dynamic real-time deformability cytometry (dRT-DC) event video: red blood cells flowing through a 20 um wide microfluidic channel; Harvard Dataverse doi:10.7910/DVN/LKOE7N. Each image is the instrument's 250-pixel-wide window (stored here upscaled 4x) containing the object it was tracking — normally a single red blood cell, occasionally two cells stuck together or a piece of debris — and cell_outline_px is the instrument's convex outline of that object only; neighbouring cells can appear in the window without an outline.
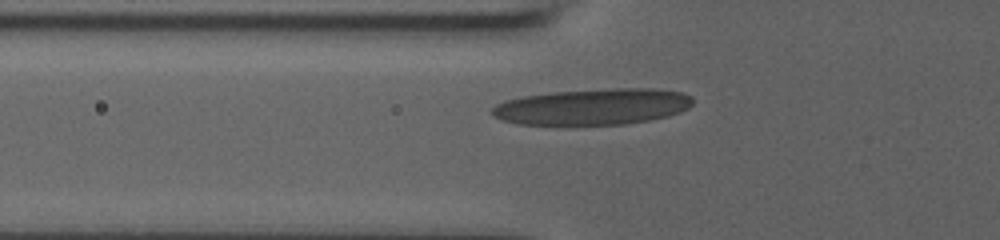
{"species": "human", "species_latin": "Homo sapiens", "temperature_condition": "room temperature", "stored_images_in_passage": 37, "camera_frame_rate_fps": 3000, "um_per_image_px": 0.085, "donor": {"sex": "male"}, "frame": {"image": 1, "passage_image": 9, "time_ms": 2.667, "image_size_px": [1000, 240], "cell_outline_px": [[692, 104], [688, 108], [680, 112], [668, 116], [648, 120], [624, 124], [516, 124], [500, 120], [492, 116], [488, 112], [496, 104], [504, 100], [524, 96], [552, 92], [616, 88], [652, 88], [680, 92], [692, 96]], "centroid_in_image_um": [50.35, 9.07], "position_along_channel_um": 75.5, "area_um2": 42.31}}
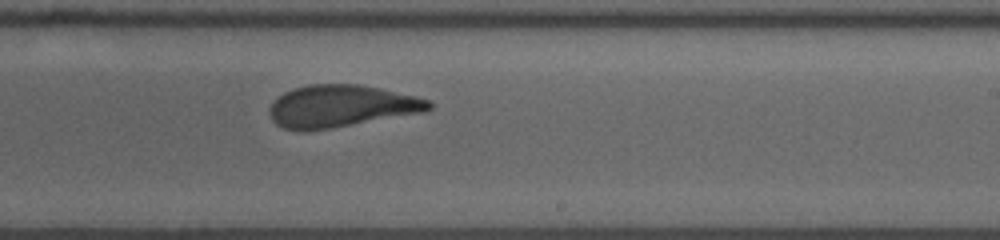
{"frame": {"image": 2, "passage_image": 24, "time_ms": 7.667, "image_size_px": [1000, 240], "cell_outline_px": [[432, 108], [424, 112], [332, 128], [284, 128], [276, 124], [272, 120], [268, 112], [272, 104], [284, 92], [292, 88], [308, 84], [356, 84], [380, 88], [416, 96], [428, 100], [432, 104]], "centroid_in_image_um": [29.03, 8.99], "position_along_channel_um": 260.0, "area_um2": 38.49}}
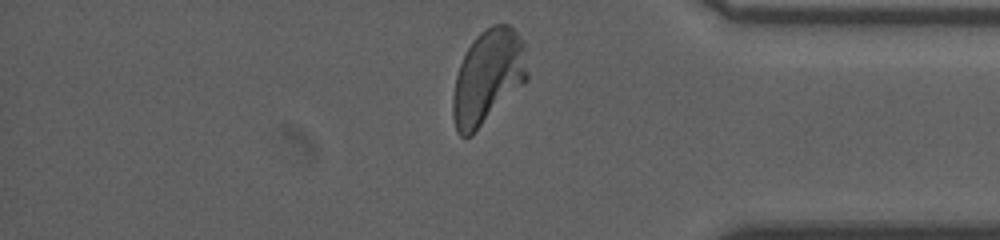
{"frame": {"image": 3, "passage_image": 36, "time_ms": 11.667, "image_size_px": [1000, 240], "cell_outline_px": [[528, 80], [472, 136], [460, 136], [456, 132], [452, 116], [452, 96], [456, 76], [460, 64], [472, 40], [480, 32], [492, 24], [508, 24], [524, 40], [528, 72]], "centroid_in_image_um": [41.48, 6.55], "position_along_channel_um": 393.7, "area_um2": 41.33}, "authors_computed_cell_mechanics": {"area_um2": 39.1306, "velocity_mm_per_s": 3.6951, "shape_relaxation_time_tau1_ms": null, "shape_relaxation_time_tau2_ms": 0.9562, "deformation_change_tau1": null, "deformation_change_tau2": 0.0845}}